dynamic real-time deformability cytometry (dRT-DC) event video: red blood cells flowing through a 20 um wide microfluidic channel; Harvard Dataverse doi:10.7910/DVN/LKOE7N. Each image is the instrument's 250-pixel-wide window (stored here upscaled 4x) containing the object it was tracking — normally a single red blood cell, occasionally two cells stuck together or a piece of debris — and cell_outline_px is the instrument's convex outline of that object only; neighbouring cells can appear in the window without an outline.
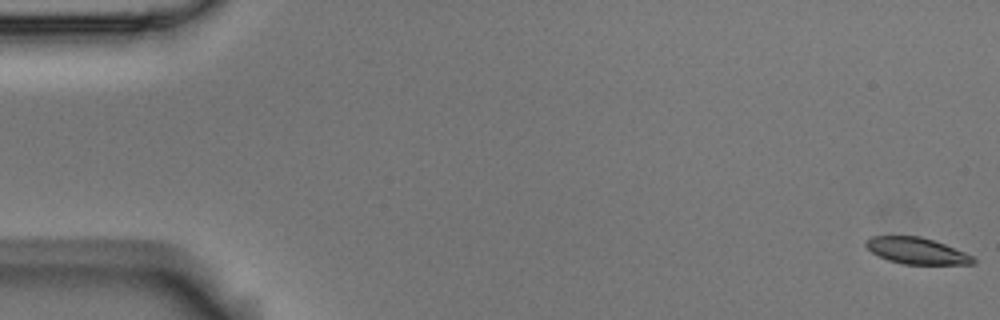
{"species": "Egyptian fruit bat (a non-hibernating species)", "species_latin": "Rousettus aegyptiacus", "temperature_condition": "room temperature", "stored_images_in_passage": 8, "segment_of_instrument_passage": [1, 2], "camera_frame_rate_fps": 3000, "um_per_image_px": 0.085, "animal": {"sex": "male"}, "frame": {"image": 1, "passage_image": 1, "time_ms": 0.0, "image_size_px": [1000, 320], "cell_outline_px": [[976, 264], [904, 264], [888, 260], [872, 252], [864, 244], [864, 240], [872, 236], [920, 236], [944, 244], [964, 252], [972, 256], [976, 260]], "centroid_in_image_um": [77.9, 21.32], "position_along_channel_um": 7.1, "area_um2": 16.36}}
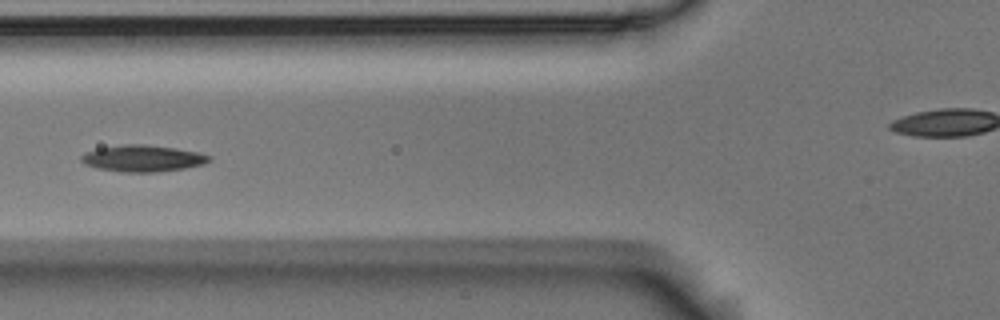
{"frame": {"image": 2, "passage_image": 7, "time_ms": 2.0, "image_size_px": [1000, 320], "cell_outline_px": [[212, 160], [204, 164], [184, 168], [156, 172], [120, 172], [96, 168], [84, 164], [80, 160], [80, 156], [84, 152], [96, 148], [124, 144], [144, 144], [172, 148], [196, 152], [212, 156]], "centroid_in_image_um": [12.07, 13.46], "position_along_channel_um": 113.7, "area_um2": 19.88}}